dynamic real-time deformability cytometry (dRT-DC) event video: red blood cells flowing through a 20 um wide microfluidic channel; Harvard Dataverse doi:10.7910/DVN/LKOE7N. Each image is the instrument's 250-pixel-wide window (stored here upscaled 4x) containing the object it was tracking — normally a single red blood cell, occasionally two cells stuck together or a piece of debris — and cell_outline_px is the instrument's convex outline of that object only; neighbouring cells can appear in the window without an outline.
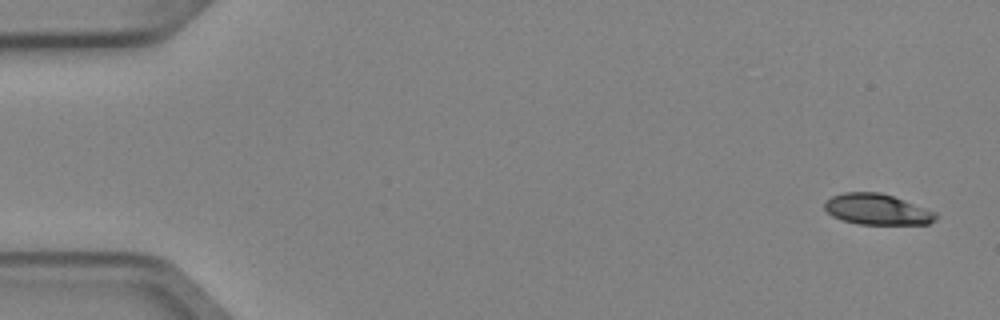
{"species": "Egyptian fruit bat (a non-hibernating species)", "species_latin": "Rousettus aegyptiacus", "temperature_condition": "cold", "stored_images_in_passage": 4, "camera_frame_rate_fps": 3000, "um_per_image_px": 0.085, "animal": {"sex": "female"}, "frame": {"image": 1, "passage_image": 1, "time_ms": 0.0, "image_size_px": [1000, 320], "cell_outline_px": [[940, 216], [936, 220], [928, 224], [860, 224], [844, 220], [832, 216], [824, 208], [824, 204], [832, 196], [844, 192], [880, 192], [904, 200], [936, 212]], "centroid_in_image_um": [74.59, 17.8], "position_along_channel_um": 10.4, "area_um2": 19.88}}